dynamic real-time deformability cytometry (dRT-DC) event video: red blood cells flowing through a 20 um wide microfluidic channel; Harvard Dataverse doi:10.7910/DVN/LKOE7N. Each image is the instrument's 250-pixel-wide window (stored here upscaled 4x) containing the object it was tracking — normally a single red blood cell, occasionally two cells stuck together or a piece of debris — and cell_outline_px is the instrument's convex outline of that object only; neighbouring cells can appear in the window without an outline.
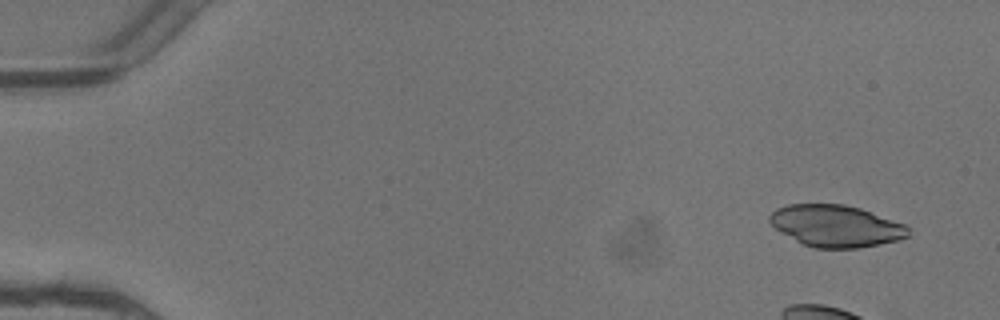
{"species": "common noctule bat (a hibernating species)", "species_latin": "Nyctalus noctula", "temperature_condition": "warm", "stored_images_in_passage": 4, "camera_frame_rate_fps": 3000, "um_per_image_px": 0.085, "animal": {"sex": "female"}, "frame": {"image": 1, "passage_image": 1, "time_ms": 0.0, "image_size_px": [1000, 320], "cell_outline_px": [[908, 236], [900, 240], [860, 248], [816, 248], [804, 244], [780, 232], [768, 220], [768, 216], [776, 208], [788, 204], [844, 204], [860, 208], [904, 224], [908, 228]], "centroid_in_image_um": [71.04, 19.2], "position_along_channel_um": 14.0, "area_um2": 33.64}}